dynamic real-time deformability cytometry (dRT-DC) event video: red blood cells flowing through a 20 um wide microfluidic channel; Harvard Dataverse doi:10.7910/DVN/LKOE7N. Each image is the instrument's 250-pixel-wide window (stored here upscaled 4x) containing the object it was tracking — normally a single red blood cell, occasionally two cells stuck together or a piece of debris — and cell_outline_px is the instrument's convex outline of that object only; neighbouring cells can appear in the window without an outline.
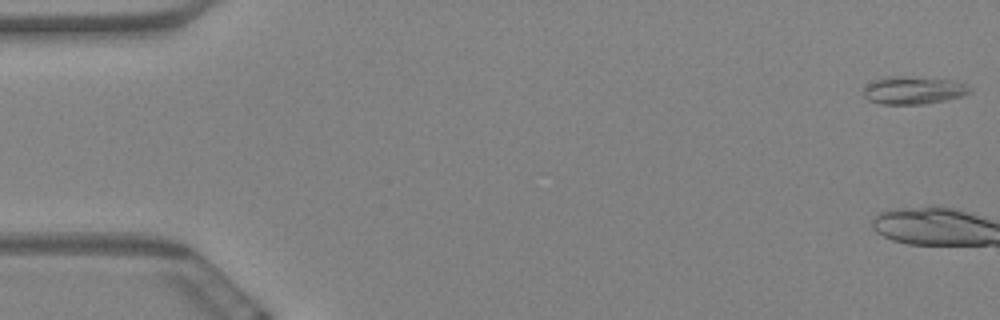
{"species": "Egyptian fruit bat (a non-hibernating species)", "species_latin": "Rousettus aegyptiacus", "temperature_condition": "warm", "stored_images_in_passage": 4, "camera_frame_rate_fps": 3000, "um_per_image_px": 0.085, "animal": {"sex": "female"}, "frame": {"image": 1, "passage_image": 1, "time_ms": 0.0, "image_size_px": [1000, 320], "cell_outline_px": [[972, 92], [960, 96], [944, 100], [924, 104], [880, 104], [868, 100], [864, 96], [864, 88], [868, 84], [876, 80], [888, 76], [904, 76], [952, 80], [968, 84], [972, 88]], "centroid_in_image_um": [77.66, 7.67], "position_along_channel_um": 7.3, "area_um2": 17.17}}